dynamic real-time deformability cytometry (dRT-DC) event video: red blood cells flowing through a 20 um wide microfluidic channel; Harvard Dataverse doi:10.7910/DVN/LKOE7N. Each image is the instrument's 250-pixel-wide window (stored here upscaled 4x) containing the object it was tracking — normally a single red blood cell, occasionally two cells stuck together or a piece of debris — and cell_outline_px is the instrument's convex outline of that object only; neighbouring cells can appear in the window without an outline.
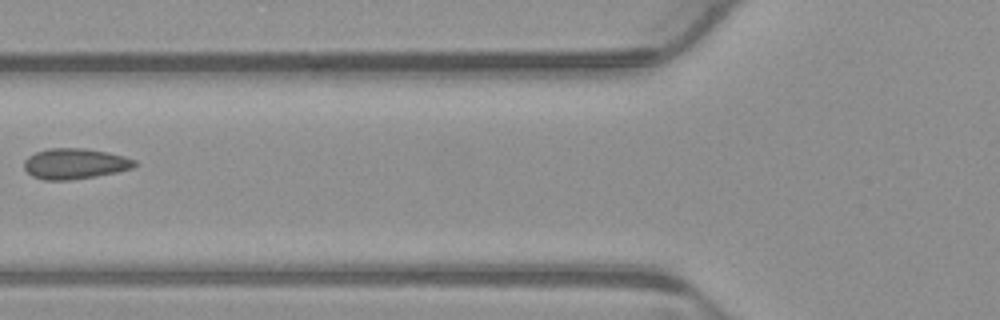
{"species": "common noctule bat (a hibernating species)", "species_latin": "Nyctalus noctula", "temperature_condition": "warm", "stored_images_in_passage": 6, "camera_frame_rate_fps": 3000, "um_per_image_px": 0.085, "animal": {"sex": "male", "body_mass_g": 23.1, "forearm_length_mm": 52.7}, "frame": {"image": 1, "passage_image": 6, "time_ms": 1.667, "image_size_px": [1000, 320], "cell_outline_px": [[140, 164], [132, 168], [116, 172], [72, 180], [44, 180], [32, 176], [24, 168], [24, 160], [28, 156], [36, 152], [48, 148], [84, 148], [108, 152], [124, 156], [136, 160]], "centroid_in_image_um": [6.38, 13.91], "position_along_channel_um": 119.4, "area_um2": 19.83}}